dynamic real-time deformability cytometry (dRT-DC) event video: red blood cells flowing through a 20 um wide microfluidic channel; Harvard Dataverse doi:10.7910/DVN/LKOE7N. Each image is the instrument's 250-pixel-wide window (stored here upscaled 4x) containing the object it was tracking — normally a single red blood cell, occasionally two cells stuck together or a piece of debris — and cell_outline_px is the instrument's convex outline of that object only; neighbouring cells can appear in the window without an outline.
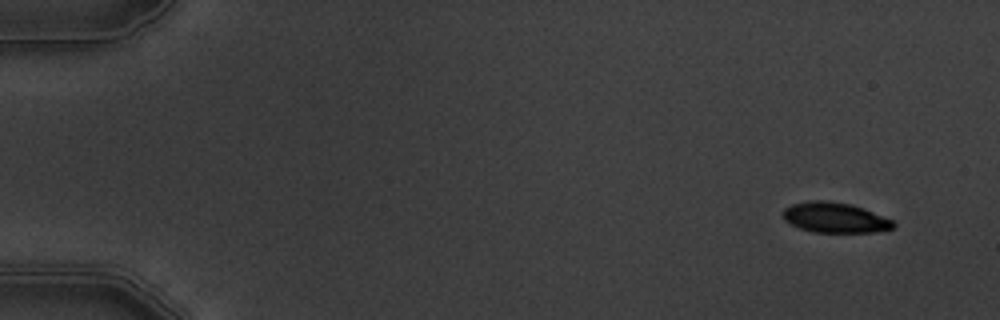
{"species": "common noctule bat (a hibernating species)", "species_latin": "Nyctalus noctula", "temperature_condition": "warm", "stored_images_in_passage": 5, "camera_frame_rate_fps": 3000, "um_per_image_px": 0.085, "animal": {"sex": "male", "body_mass_g": 19.5, "forearm_length_mm": 54.6}, "frame": {"image": 1, "passage_image": 1, "time_ms": 0.0, "image_size_px": [1000, 320], "cell_outline_px": [[896, 224], [892, 228], [872, 232], [812, 232], [800, 228], [784, 220], [784, 208], [792, 204], [812, 200], [828, 200], [852, 204], [864, 208], [892, 220]], "centroid_in_image_um": [70.96, 18.48], "position_along_channel_um": 14.0, "area_um2": 19.36}}
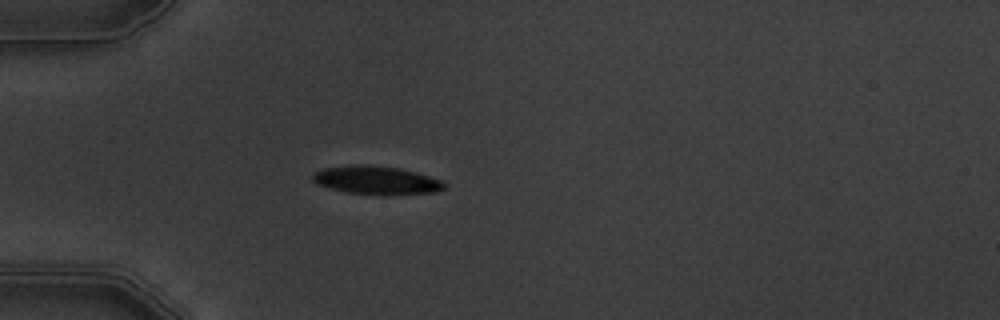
{"frame": {"image": 2, "passage_image": 4, "time_ms": 4.333, "image_size_px": [1000, 320], "cell_outline_px": [[444, 188], [436, 192], [388, 196], [384, 196], [344, 192], [316, 184], [312, 180], [312, 172], [324, 168], [356, 164], [360, 164], [400, 168], [416, 172], [444, 180]], "centroid_in_image_um": [31.99, 15.33], "position_along_channel_um": 53.0, "area_um2": 22.2}}